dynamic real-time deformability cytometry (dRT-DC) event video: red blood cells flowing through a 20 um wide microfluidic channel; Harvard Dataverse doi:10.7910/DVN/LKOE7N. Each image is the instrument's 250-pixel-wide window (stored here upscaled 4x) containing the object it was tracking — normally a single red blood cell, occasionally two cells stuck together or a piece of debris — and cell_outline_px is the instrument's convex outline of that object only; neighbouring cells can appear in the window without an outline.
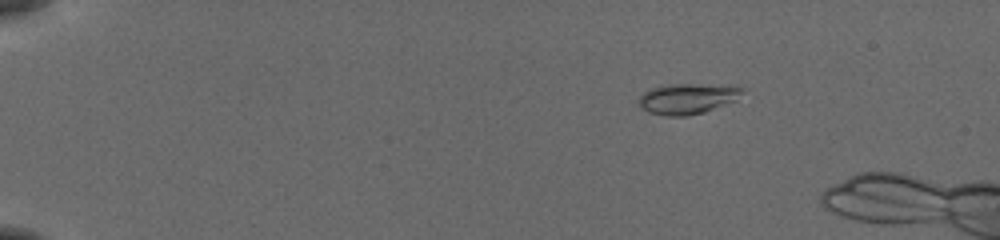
{"species": "common noctule bat (a hibernating species)", "species_latin": "Nyctalus noctula", "temperature_condition": "cold", "stored_images_in_passage": 8, "camera_frame_rate_fps": 3000, "um_per_image_px": 0.085, "animal": {"sex": "female", "body_mass_g": 19.5, "forearm_length_mm": 54.1}, "frame": {"image": 1, "passage_image": 1, "time_ms": 0.0, "image_size_px": [1000, 240], "cell_outline_px": [[740, 92], [736, 100], [704, 112], [684, 116], [664, 116], [648, 112], [640, 108], [640, 96], [644, 92], [660, 84], [736, 84], [740, 88]], "centroid_in_image_um": [58.41, 8.37], "position_along_channel_um": 26.6, "area_um2": 18.55}}